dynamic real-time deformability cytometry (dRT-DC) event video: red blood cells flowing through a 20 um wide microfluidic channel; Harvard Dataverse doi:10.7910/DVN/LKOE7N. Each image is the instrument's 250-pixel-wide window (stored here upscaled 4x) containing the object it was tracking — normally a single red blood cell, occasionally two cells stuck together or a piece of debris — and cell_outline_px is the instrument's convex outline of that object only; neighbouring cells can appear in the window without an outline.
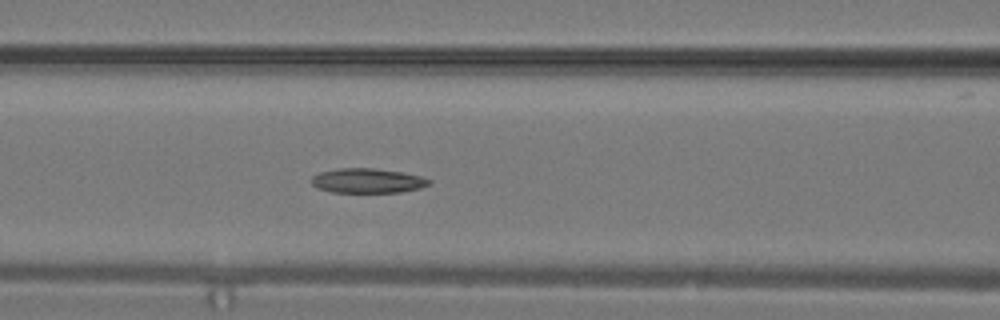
{"species": "common noctule bat (a hibernating species)", "species_latin": "Nyctalus noctula", "temperature_condition": "warm", "stored_images_in_passage": 15, "camera_frame_rate_fps": 3000, "um_per_image_px": 0.085, "animal": {"sex": "male", "body_mass_g": 19.2, "forearm_length_mm": 51.8}, "frame": {"image": 1, "passage_image": 13, "time_ms": 4.0, "image_size_px": [1000, 320], "cell_outline_px": [[432, 180], [428, 184], [420, 188], [400, 192], [332, 192], [316, 188], [312, 184], [312, 176], [320, 172], [340, 168], [376, 168], [400, 172], [420, 176]], "centroid_in_image_um": [31.21, 15.36], "position_along_channel_um": 135.4, "area_um2": 16.76}}
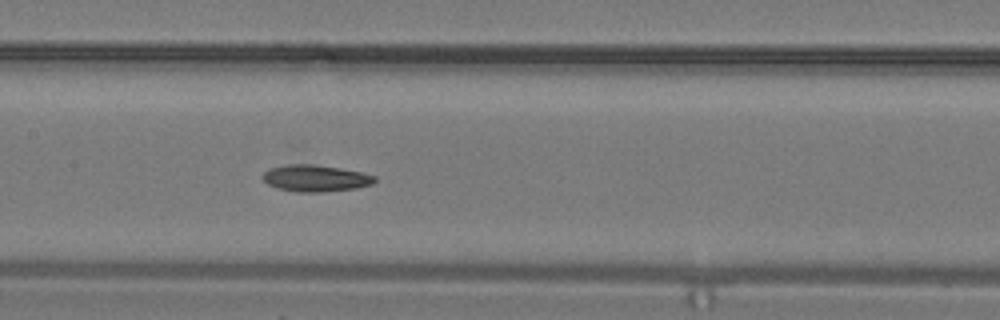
{"frame": {"image": 2, "passage_image": 15, "time_ms": 4.667, "image_size_px": [1000, 320], "cell_outline_px": [[376, 180], [372, 184], [356, 188], [320, 192], [300, 192], [276, 188], [268, 184], [260, 176], [268, 168], [288, 164], [312, 164], [340, 168], [360, 172], [376, 176]], "centroid_in_image_um": [26.78, 15.14], "position_along_channel_um": 180.6, "area_um2": 17.4}}